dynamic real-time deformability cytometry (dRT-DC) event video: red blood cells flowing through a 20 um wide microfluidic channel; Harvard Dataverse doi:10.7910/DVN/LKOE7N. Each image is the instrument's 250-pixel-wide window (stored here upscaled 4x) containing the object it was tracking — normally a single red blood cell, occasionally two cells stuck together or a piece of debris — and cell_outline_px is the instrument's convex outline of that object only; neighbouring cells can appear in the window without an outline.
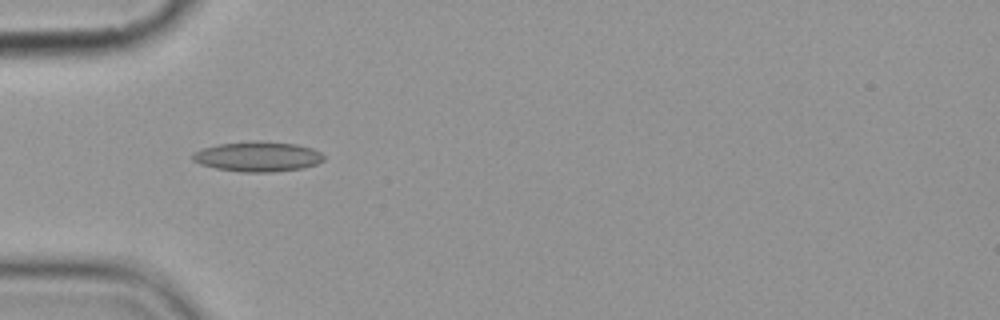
{"species": "common noctule bat (a hibernating species)", "species_latin": "Nyctalus noctula", "temperature_condition": "cold", "stored_images_in_passage": 6, "camera_frame_rate_fps": 3000, "um_per_image_px": 0.085, "animal": {"sex": "female", "body_mass_g": 19.9}, "frame": {"image": 1, "passage_image": 4, "time_ms": 3.667, "image_size_px": [1000, 320], "cell_outline_px": [[324, 160], [316, 164], [300, 168], [268, 172], [240, 172], [216, 168], [200, 164], [192, 160], [192, 152], [200, 148], [220, 144], [260, 140], [296, 144], [312, 148], [320, 152], [324, 156]], "centroid_in_image_um": [21.87, 13.3], "position_along_channel_um": 63.1, "area_um2": 22.95}}
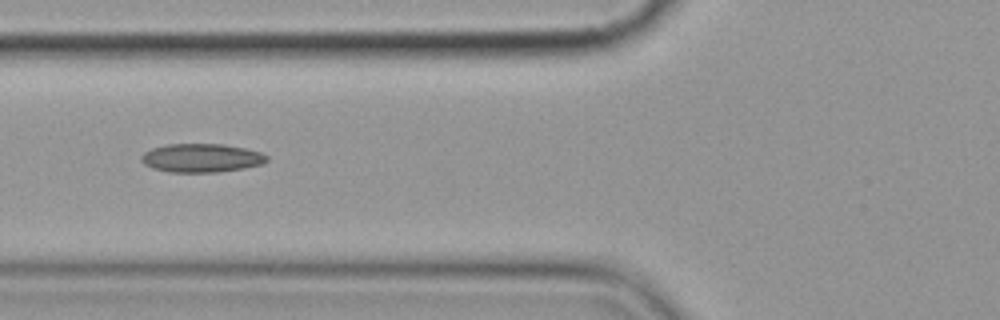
{"frame": {"image": 2, "passage_image": 5, "time_ms": 5.0, "image_size_px": [1000, 320], "cell_outline_px": [[268, 160], [264, 164], [244, 168], [216, 172], [168, 172], [152, 168], [144, 164], [140, 160], [140, 156], [144, 152], [152, 148], [168, 144], [224, 144], [244, 148], [260, 152], [268, 156]], "centroid_in_image_um": [17.11, 13.43], "position_along_channel_um": 108.7, "area_um2": 21.04}}
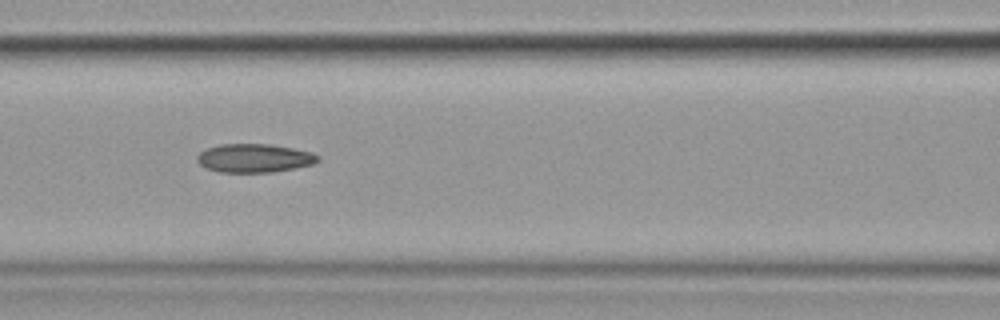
{"frame": {"image": 3, "passage_image": 6, "time_ms": 6.0, "image_size_px": [1000, 320], "cell_outline_px": [[320, 160], [312, 164], [272, 172], [220, 172], [208, 168], [200, 164], [196, 160], [196, 156], [200, 152], [208, 148], [220, 144], [272, 144], [312, 152], [320, 156]], "centroid_in_image_um": [21.62, 13.43], "position_along_channel_um": 145.0, "area_um2": 20.0}}